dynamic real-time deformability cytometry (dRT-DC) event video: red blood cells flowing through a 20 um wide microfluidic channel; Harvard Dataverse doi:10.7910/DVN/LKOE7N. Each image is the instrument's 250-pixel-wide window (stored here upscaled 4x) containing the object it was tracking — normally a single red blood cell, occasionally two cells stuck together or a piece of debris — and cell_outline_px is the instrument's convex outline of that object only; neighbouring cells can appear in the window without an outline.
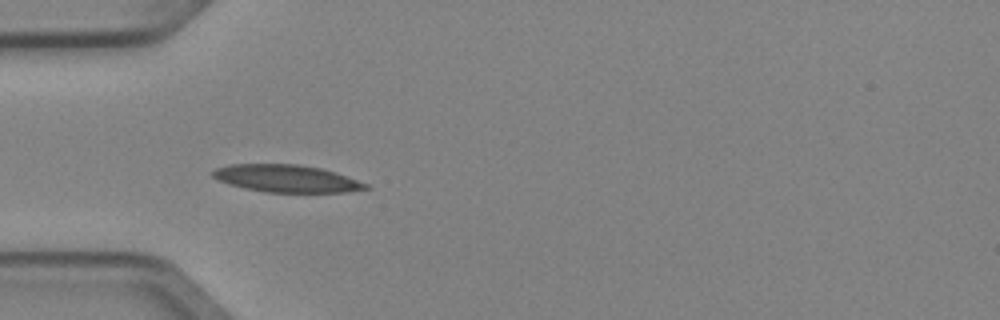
{"species": "Egyptian fruit bat (a non-hibernating species)", "species_latin": "Rousettus aegyptiacus", "temperature_condition": "cold", "stored_images_in_passage": 5, "camera_frame_rate_fps": 3000, "um_per_image_px": 0.085, "animal": {"sex": "female"}, "frame": {"image": 1, "passage_image": 4, "time_ms": 1.0, "image_size_px": [1000, 320], "cell_outline_px": [[372, 188], [344, 192], [264, 192], [244, 188], [228, 184], [212, 176], [208, 172], [216, 168], [232, 164], [296, 164], [320, 168], [336, 172], [368, 184]], "centroid_in_image_um": [24.33, 15.17], "position_along_channel_um": 60.7, "area_um2": 24.39}}
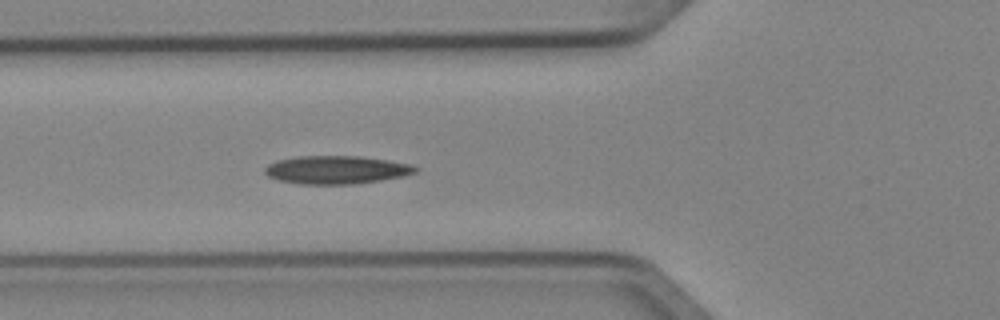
{"frame": {"image": 2, "passage_image": 5, "time_ms": 1.333, "image_size_px": [1000, 320], "cell_outline_px": [[420, 168], [416, 172], [404, 176], [356, 184], [300, 184], [280, 180], [268, 176], [264, 172], [264, 168], [268, 164], [276, 160], [296, 156], [360, 156], [388, 160], [412, 164]], "centroid_in_image_um": [28.6, 14.43], "position_along_channel_um": 97.2, "area_um2": 24.85}}